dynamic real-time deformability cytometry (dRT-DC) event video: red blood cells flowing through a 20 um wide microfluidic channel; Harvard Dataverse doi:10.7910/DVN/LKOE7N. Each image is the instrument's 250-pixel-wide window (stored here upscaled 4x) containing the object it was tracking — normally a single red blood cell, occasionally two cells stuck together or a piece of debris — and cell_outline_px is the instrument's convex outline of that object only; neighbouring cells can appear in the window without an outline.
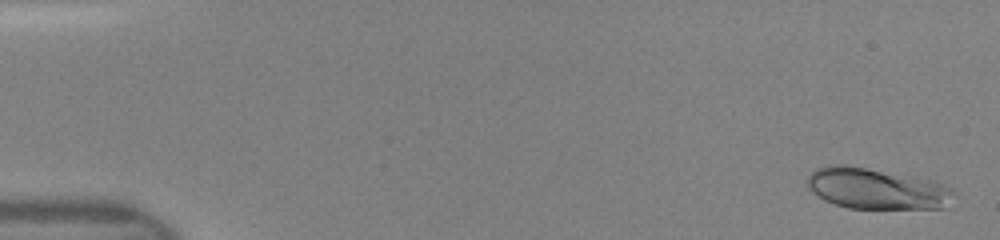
{"species": "human", "species_latin": "Homo sapiens", "temperature_condition": "room temperature", "stored_images_in_passage": 40, "camera_frame_rate_fps": 3000, "um_per_image_px": 0.085, "donor": {"sex": "female"}, "frame": {"image": 1, "passage_image": 2, "time_ms": 0.333, "image_size_px": [1000, 240], "cell_outline_px": [[952, 192], [944, 208], [848, 208], [824, 200], [812, 192], [808, 188], [808, 176], [816, 168], [828, 164], [844, 164], [916, 176], [940, 184], [948, 188]], "centroid_in_image_um": [74.4, 16.01], "position_along_channel_um": 10.6, "area_um2": 34.51}}
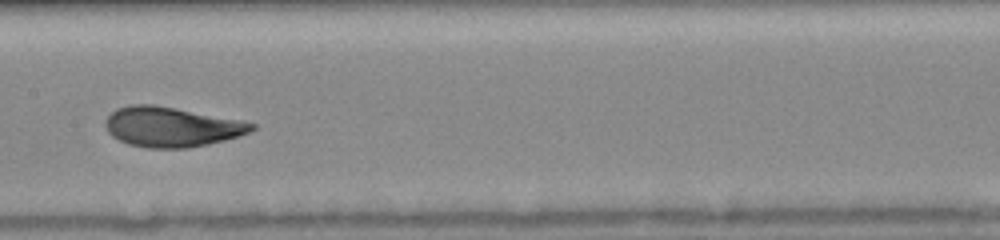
{"frame": {"image": 2, "passage_image": 25, "time_ms": 8.0, "image_size_px": [1000, 240], "cell_outline_px": [[256, 128], [248, 132], [224, 140], [208, 144], [188, 148], [148, 148], [128, 144], [112, 136], [108, 132], [104, 124], [104, 120], [116, 108], [132, 104], [152, 104], [176, 108], [240, 120], [256, 124]], "centroid_in_image_um": [14.53, 10.78], "position_along_channel_um": 192.9, "area_um2": 33.87}}
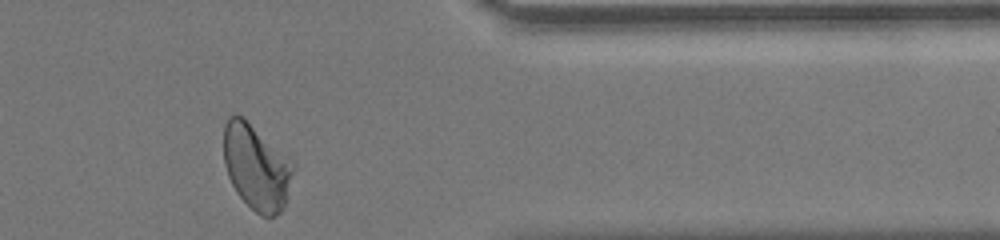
{"frame": {"image": 3, "passage_image": 40, "time_ms": 13.0, "image_size_px": [1000, 240], "cell_outline_px": [[296, 168], [284, 208], [280, 212], [272, 216], [260, 216], [236, 192], [228, 176], [224, 164], [224, 124], [228, 116], [244, 116], [292, 156], [296, 164]], "centroid_in_image_um": [21.86, 14.14], "position_along_channel_um": 389.5, "area_um2": 35.72}}